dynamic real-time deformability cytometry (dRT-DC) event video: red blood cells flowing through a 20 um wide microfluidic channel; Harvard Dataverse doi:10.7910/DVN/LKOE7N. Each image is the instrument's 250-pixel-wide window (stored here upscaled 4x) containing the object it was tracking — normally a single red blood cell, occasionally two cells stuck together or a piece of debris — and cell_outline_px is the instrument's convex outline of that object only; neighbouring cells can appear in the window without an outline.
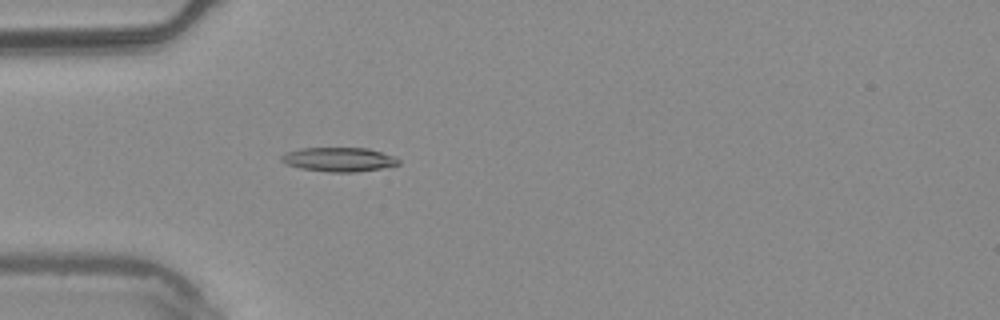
{"species": "common noctule bat (a hibernating species)", "species_latin": "Nyctalus noctula", "temperature_condition": "warm", "stored_images_in_passage": 5, "camera_frame_rate_fps": 3000, "um_per_image_px": 0.085, "animal": {"sex": "male", "body_mass_g": 20.4}, "frame": {"image": 1, "passage_image": 5, "time_ms": 1.333, "image_size_px": [1000, 320], "cell_outline_px": [[400, 164], [380, 168], [356, 172], [328, 172], [300, 168], [284, 164], [280, 160], [280, 156], [284, 152], [300, 148], [368, 148], [392, 156], [400, 160]], "centroid_in_image_um": [28.73, 13.55], "position_along_channel_um": 56.3, "area_um2": 16.53}}